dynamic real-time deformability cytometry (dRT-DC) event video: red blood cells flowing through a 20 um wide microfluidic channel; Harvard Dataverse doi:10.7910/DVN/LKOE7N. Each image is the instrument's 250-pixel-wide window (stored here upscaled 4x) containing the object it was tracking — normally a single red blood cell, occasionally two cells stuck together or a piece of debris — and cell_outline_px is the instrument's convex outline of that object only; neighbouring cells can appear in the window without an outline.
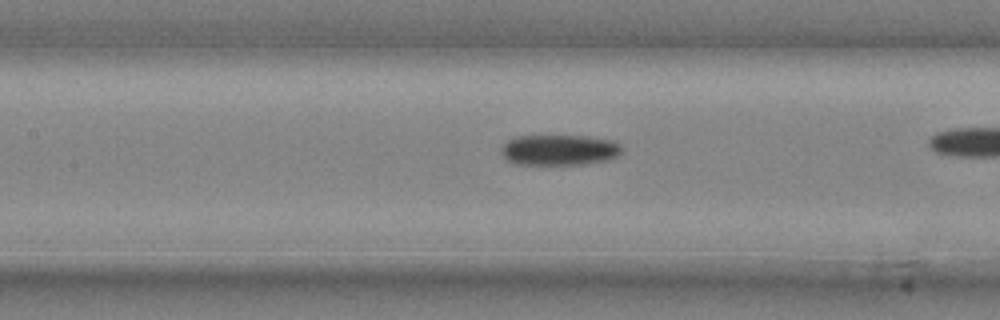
{"species": "common noctule bat (a hibernating species)", "species_latin": "Nyctalus noctula", "temperature_condition": "cold", "stored_images_in_passage": 26, "camera_frame_rate_fps": 3000, "um_per_image_px": 0.085, "animal": {"sex": "male", "body_mass_g": 20.4}, "frame": {"image": 1, "passage_image": 12, "time_ms": 3.667, "image_size_px": [1000, 320], "cell_outline_px": [[624, 148], [620, 156], [608, 160], [584, 164], [512, 164], [500, 152], [500, 148], [508, 140], [516, 136], [588, 136], [612, 140], [620, 144]], "centroid_in_image_um": [47.58, 12.75], "position_along_channel_um": 159.8, "area_um2": 21.79}}
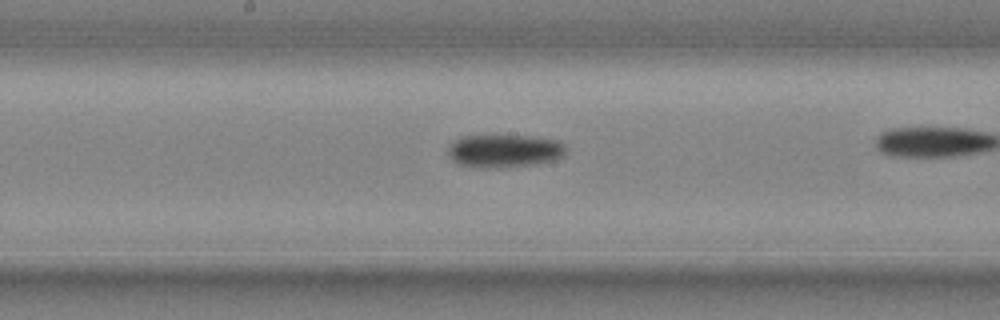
{"frame": {"image": 2, "passage_image": 15, "time_ms": 4.667, "image_size_px": [1000, 320], "cell_outline_px": [[564, 156], [556, 160], [536, 164], [500, 168], [472, 168], [460, 164], [452, 160], [448, 156], [448, 144], [452, 140], [464, 136], [536, 136], [560, 140], [564, 144]], "centroid_in_image_um": [42.85, 12.83], "position_along_channel_um": 205.3, "area_um2": 23.18}}